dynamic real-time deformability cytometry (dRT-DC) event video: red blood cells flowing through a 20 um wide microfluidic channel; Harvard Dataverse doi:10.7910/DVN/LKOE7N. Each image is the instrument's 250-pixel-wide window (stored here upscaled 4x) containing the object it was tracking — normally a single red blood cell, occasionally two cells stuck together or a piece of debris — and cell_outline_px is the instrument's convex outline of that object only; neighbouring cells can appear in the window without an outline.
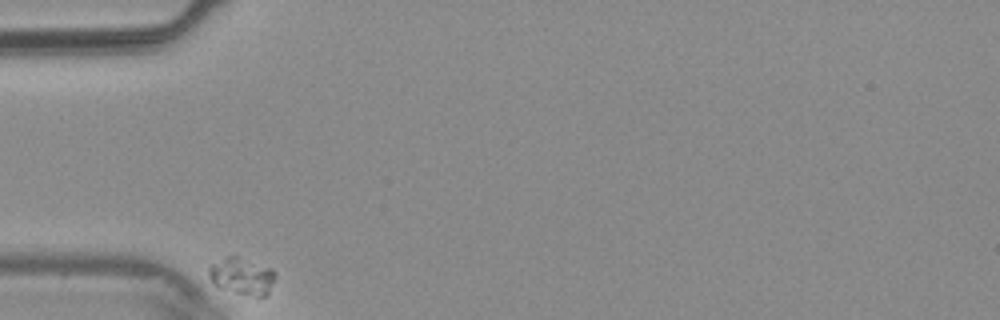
{"species": "common noctule bat (a hibernating species)", "species_latin": "Nyctalus noctula", "temperature_condition": "warm", "stored_images_in_passage": 26, "camera_frame_rate_fps": 3000, "um_per_image_px": 0.085, "animal": {"sex": "male", "body_mass_g": 20.4}, "frame": {"image": 1, "passage_image": 1, "time_ms": 0.0, "image_size_px": [1000, 320], "cell_outline_px": [[276, 276], [268, 296], [256, 296], [236, 292], [220, 288], [208, 276], [208, 264], [224, 256], [236, 256], [272, 268], [276, 272]], "centroid_in_image_um": [20.57, 23.45], "position_along_channel_um": 64.4, "area_um2": 14.45}}
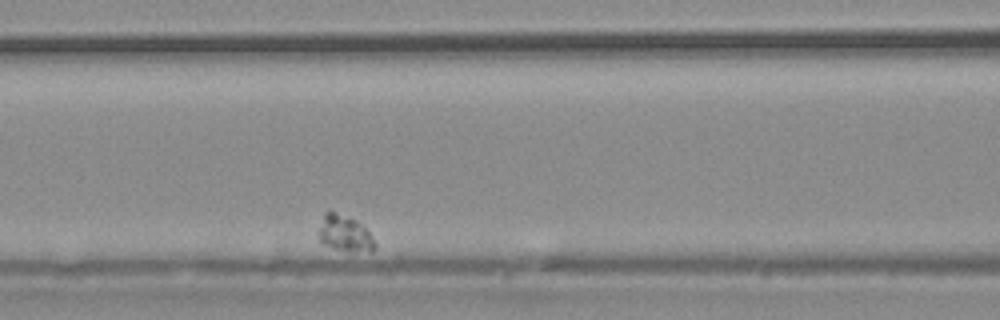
{"frame": {"image": 2, "passage_image": 8, "time_ms": 2.333, "image_size_px": [1000, 320], "cell_outline_px": [[376, 248], [372, 252], [336, 248], [324, 244], [320, 240], [320, 228], [324, 212], [336, 212], [352, 220], [364, 228], [372, 236], [376, 244]], "centroid_in_image_um": [29.33, 19.86], "position_along_channel_um": 137.3, "area_um2": 11.1}}
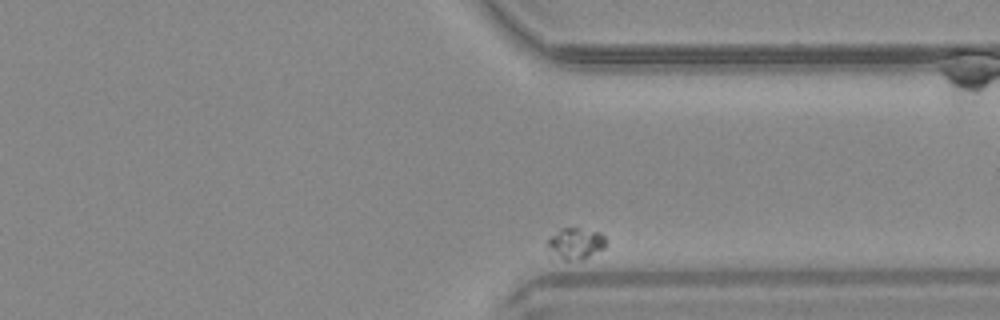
{"frame": {"image": 3, "passage_image": 26, "time_ms": 8.333, "image_size_px": [1000, 320], "cell_outline_px": [[604, 248], [584, 260], [564, 260], [548, 244], [548, 240], [560, 228], [576, 228], [600, 232], [604, 236]], "centroid_in_image_um": [49.0, 20.68], "position_along_channel_um": 362.4, "area_um2": 10.12}}